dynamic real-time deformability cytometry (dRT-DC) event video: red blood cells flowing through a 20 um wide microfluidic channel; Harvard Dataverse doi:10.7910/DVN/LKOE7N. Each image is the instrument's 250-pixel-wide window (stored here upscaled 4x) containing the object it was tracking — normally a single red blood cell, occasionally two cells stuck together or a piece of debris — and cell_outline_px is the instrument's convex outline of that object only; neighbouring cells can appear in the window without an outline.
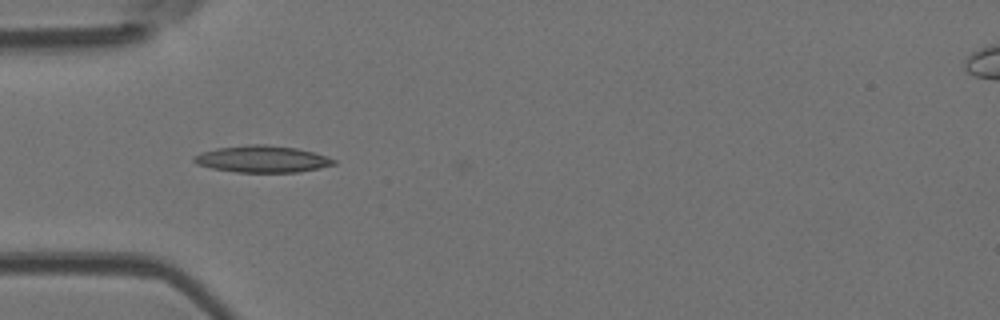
{"species": "Egyptian fruit bat (a non-hibernating species)", "species_latin": "Rousettus aegyptiacus", "temperature_condition": "room temperature", "stored_images_in_passage": 6, "camera_frame_rate_fps": 3000, "um_per_image_px": 0.085, "animal": {"sex": "female"}, "frame": {"image": 1, "passage_image": 5, "time_ms": 4.667, "image_size_px": [1000, 320], "cell_outline_px": [[336, 164], [296, 172], [236, 172], [212, 168], [196, 164], [192, 160], [192, 156], [200, 152], [216, 148], [248, 144], [264, 144], [296, 148], [312, 152], [336, 160]], "centroid_in_image_um": [22.21, 13.51], "position_along_channel_um": 62.8, "area_um2": 21.68}}
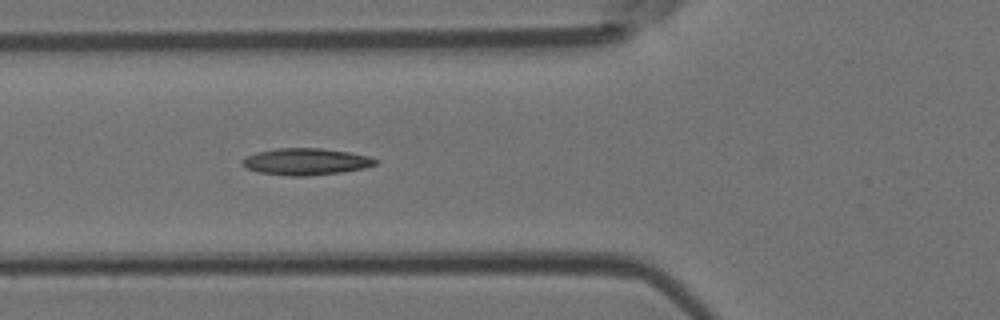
{"frame": {"image": 2, "passage_image": 6, "time_ms": 5.667, "image_size_px": [1000, 320], "cell_outline_px": [[380, 160], [376, 164], [364, 168], [340, 172], [308, 176], [288, 176], [256, 172], [244, 168], [240, 164], [240, 160], [244, 156], [256, 152], [276, 148], [320, 148], [348, 152], [368, 156]], "centroid_in_image_um": [25.91, 13.74], "position_along_channel_um": 99.9, "area_um2": 21.04}}